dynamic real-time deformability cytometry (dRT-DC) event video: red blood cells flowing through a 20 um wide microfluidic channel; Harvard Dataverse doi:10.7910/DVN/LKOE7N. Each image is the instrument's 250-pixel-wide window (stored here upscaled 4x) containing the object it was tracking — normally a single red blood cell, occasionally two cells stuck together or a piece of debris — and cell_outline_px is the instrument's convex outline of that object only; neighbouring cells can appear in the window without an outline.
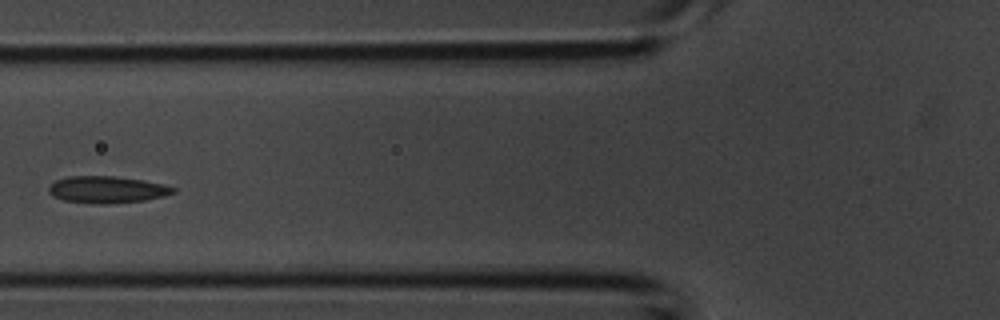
{"species": "common noctule bat (a hibernating species)", "species_latin": "Nyctalus noctula", "temperature_condition": "room temperature", "stored_images_in_passage": 4, "camera_frame_rate_fps": 3000, "um_per_image_px": 0.085, "animal": {"sex": "male", "body_mass_g": 20.1, "forearm_length_mm": 53.5}, "frame": {"image": 1, "passage_image": 4, "time_ms": 1.0, "image_size_px": [1000, 320], "cell_outline_px": [[176, 192], [164, 196], [144, 200], [104, 204], [96, 204], [64, 200], [52, 196], [48, 192], [48, 188], [56, 180], [68, 176], [112, 176], [144, 180], [164, 184], [176, 188]], "centroid_in_image_um": [9.1, 16.11], "position_along_channel_um": 116.7, "area_um2": 19.48}}